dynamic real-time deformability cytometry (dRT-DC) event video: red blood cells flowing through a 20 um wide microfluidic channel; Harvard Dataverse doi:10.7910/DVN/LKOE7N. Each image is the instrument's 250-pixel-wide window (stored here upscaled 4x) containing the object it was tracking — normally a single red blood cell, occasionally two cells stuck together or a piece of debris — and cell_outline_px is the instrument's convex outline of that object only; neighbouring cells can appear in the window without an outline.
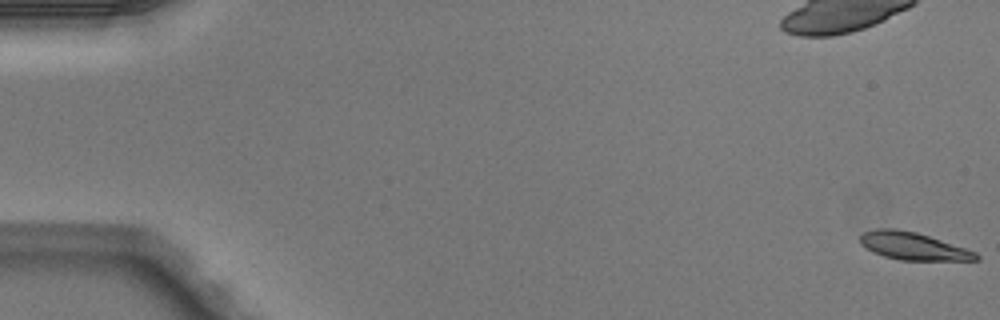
{"species": "Egyptian fruit bat (a non-hibernating species)", "species_latin": "Rousettus aegyptiacus", "temperature_condition": "warm", "stored_images_in_passage": 5, "camera_frame_rate_fps": 3000, "um_per_image_px": 0.085, "animal": {"sex": "male"}, "frame": {"image": 1, "passage_image": 1, "time_ms": 0.0, "image_size_px": [1000, 320], "cell_outline_px": [[980, 260], [900, 260], [884, 256], [872, 252], [860, 244], [860, 236], [864, 232], [876, 228], [896, 228], [916, 232], [976, 252], [980, 256]], "centroid_in_image_um": [77.57, 20.92], "position_along_channel_um": 7.4, "area_um2": 18.5}}